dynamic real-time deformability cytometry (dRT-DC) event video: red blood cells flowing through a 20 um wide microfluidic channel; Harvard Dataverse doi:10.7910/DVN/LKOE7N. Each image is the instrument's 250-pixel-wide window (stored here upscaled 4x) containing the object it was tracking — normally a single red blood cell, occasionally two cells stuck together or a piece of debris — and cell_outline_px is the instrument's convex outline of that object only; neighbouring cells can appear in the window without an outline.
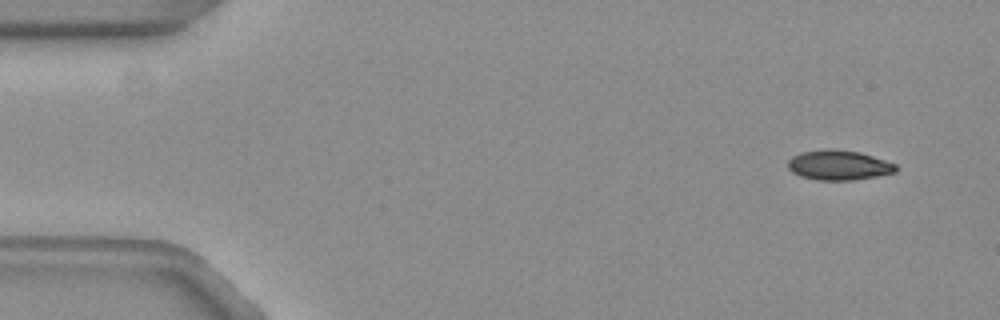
{"species": "common noctule bat (a hibernating species)", "species_latin": "Nyctalus noctula", "temperature_condition": "warm", "stored_images_in_passage": 52, "camera_frame_rate_fps": 3000, "um_per_image_px": 0.085, "animal": {"sex": "female", "body_mass_g": 19.3, "forearm_length_mm": 54.1}, "frame": {"image": 1, "passage_image": 1, "time_ms": 0.0, "image_size_px": [1000, 320], "cell_outline_px": [[896, 172], [876, 176], [852, 180], [816, 180], [800, 176], [792, 172], [788, 168], [788, 160], [792, 156], [804, 152], [860, 152], [896, 164]], "centroid_in_image_um": [71.3, 14.09], "position_along_channel_um": 13.7, "area_um2": 17.86}}
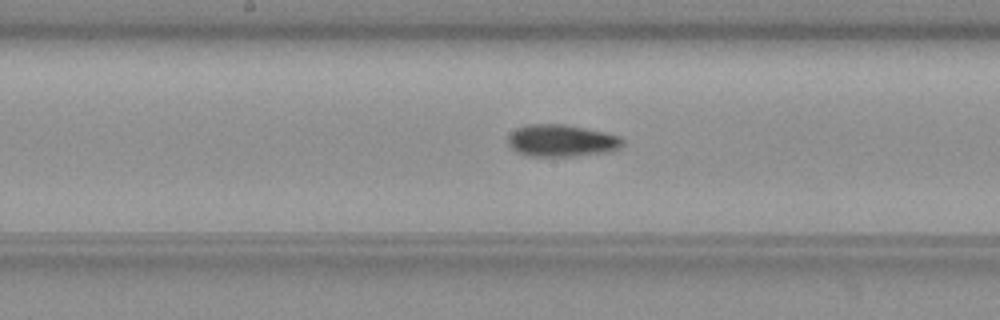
{"frame": {"image": 2, "passage_image": 25, "time_ms": 8.0, "image_size_px": [1000, 320], "cell_outline_px": [[624, 144], [620, 148], [612, 152], [572, 156], [528, 156], [516, 152], [508, 144], [508, 136], [516, 128], [528, 124], [564, 124], [604, 132], [620, 136], [624, 140]], "centroid_in_image_um": [47.75, 11.96], "position_along_channel_um": 200.4, "area_um2": 21.62}}
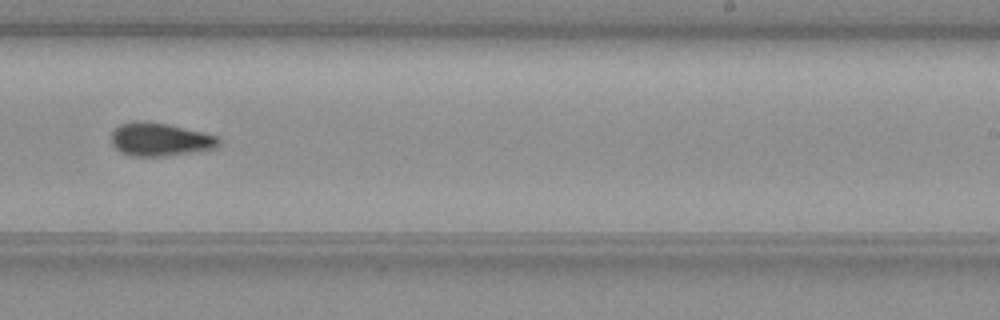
{"frame": {"image": 3, "passage_image": 31, "time_ms": 10.0, "image_size_px": [1000, 320], "cell_outline_px": [[220, 144], [216, 148], [192, 152], [164, 156], [128, 156], [120, 152], [112, 144], [112, 132], [120, 124], [136, 120], [144, 120], [168, 124], [204, 132], [216, 136], [220, 140]], "centroid_in_image_um": [13.59, 11.84], "position_along_channel_um": 275.4, "area_um2": 20.92}, "authors_computed_cell_mechanics": {"area_um2": 19.7387, "velocity_mm_per_s": 3.7636, "shape_relaxation_time_tau1_ms": 7.9463, "shape_relaxation_time_tau2_ms": 10.754, "deformation_change_tau1": 0.1862, "deformation_change_tau2": 0.1412}}